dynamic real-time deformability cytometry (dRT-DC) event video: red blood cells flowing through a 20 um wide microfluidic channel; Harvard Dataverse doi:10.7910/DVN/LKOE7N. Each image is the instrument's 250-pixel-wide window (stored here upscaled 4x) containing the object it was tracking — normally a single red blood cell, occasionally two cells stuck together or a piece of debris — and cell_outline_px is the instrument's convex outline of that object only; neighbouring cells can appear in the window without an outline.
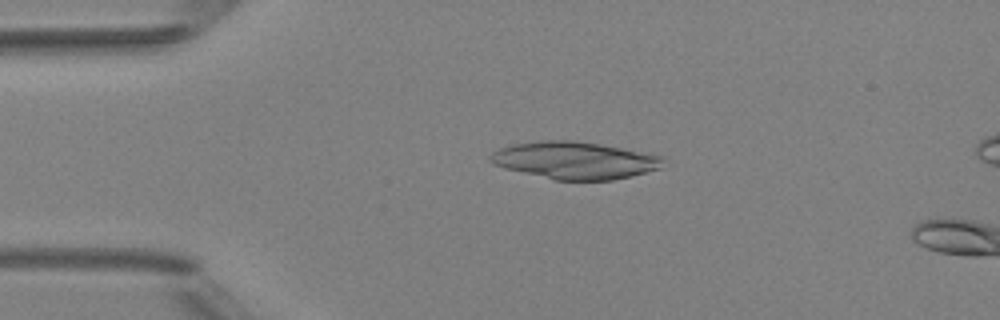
{"species": "Egyptian fruit bat (a non-hibernating species)", "species_latin": "Rousettus aegyptiacus", "temperature_condition": "room temperature", "stored_images_in_passage": 4, "camera_frame_rate_fps": 3000, "um_per_image_px": 0.085, "animal": {"sex": "female"}, "frame": {"image": 1, "passage_image": 3, "time_ms": 2.333, "image_size_px": [1000, 320], "cell_outline_px": [[664, 156], [660, 168], [612, 180], [556, 180], [504, 168], [492, 164], [488, 160], [488, 156], [492, 152], [500, 148], [516, 144], [540, 140], [572, 140], [600, 144], [624, 148]], "centroid_in_image_um": [48.81, 13.62], "position_along_channel_um": 36.2, "area_um2": 37.34}}